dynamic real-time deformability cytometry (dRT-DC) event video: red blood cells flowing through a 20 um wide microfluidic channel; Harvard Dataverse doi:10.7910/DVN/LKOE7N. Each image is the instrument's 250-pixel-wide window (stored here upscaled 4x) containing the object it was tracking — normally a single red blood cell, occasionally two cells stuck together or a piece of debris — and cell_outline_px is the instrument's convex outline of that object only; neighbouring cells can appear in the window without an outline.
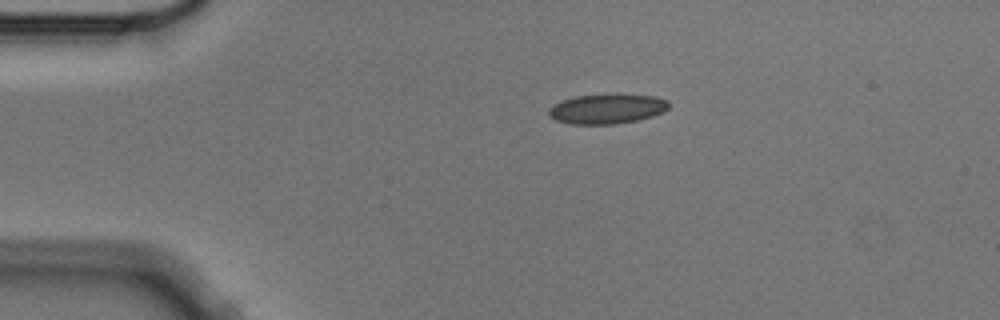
{"species": "Egyptian fruit bat (a non-hibernating species)", "species_latin": "Rousettus aegyptiacus", "temperature_condition": "cold", "stored_images_in_passage": 3, "camera_frame_rate_fps": 3000, "um_per_image_px": 0.085, "animal": {"sex": "male"}, "frame": {"image": 1, "passage_image": 1, "time_ms": 0.0, "image_size_px": [1000, 320], "cell_outline_px": [[668, 108], [664, 112], [652, 116], [636, 120], [616, 124], [568, 124], [556, 120], [548, 116], [548, 108], [552, 104], [560, 100], [576, 96], [616, 92], [656, 96], [668, 100]], "centroid_in_image_um": [51.58, 9.22], "position_along_channel_um": 33.4, "area_um2": 21.62}}
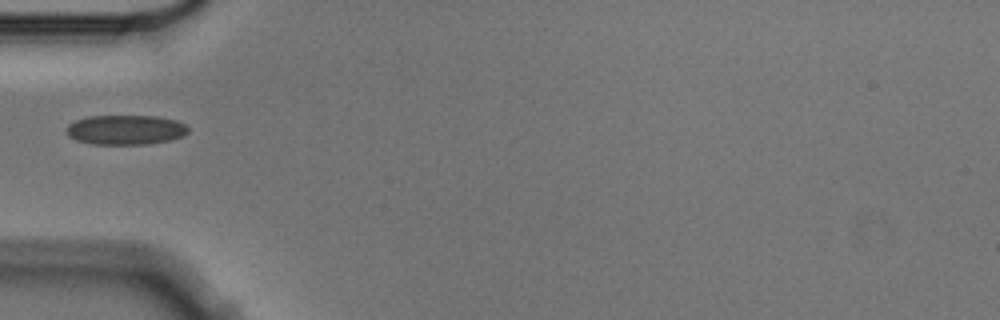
{"frame": {"image": 2, "passage_image": 3, "time_ms": 0.667, "image_size_px": [1000, 320], "cell_outline_px": [[188, 132], [184, 136], [168, 140], [148, 144], [92, 144], [76, 140], [68, 136], [64, 132], [64, 128], [68, 124], [76, 120], [88, 116], [156, 116], [176, 120], [184, 124], [188, 128]], "centroid_in_image_um": [10.63, 11.03], "position_along_channel_um": 74.4, "area_um2": 21.21}}